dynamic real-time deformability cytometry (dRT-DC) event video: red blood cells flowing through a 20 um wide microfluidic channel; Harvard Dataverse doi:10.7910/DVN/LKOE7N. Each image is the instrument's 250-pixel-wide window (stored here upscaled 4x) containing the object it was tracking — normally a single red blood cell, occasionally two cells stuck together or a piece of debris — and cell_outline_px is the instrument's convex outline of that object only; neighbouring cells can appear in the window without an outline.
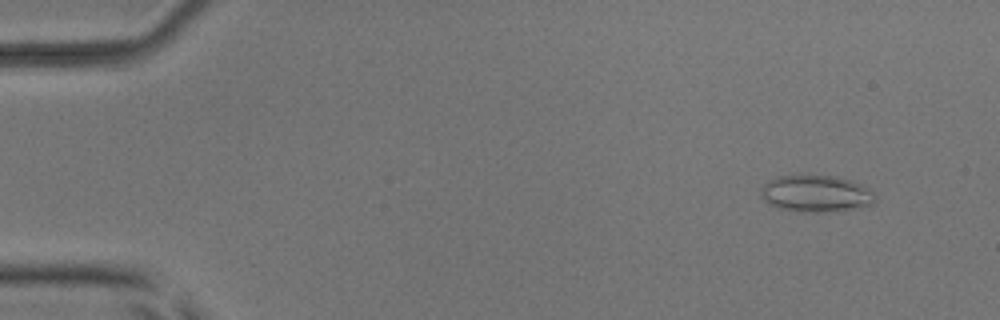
{"species": "common noctule bat (a hibernating species)", "species_latin": "Nyctalus noctula", "temperature_condition": "room temperature", "stored_images_in_passage": 9, "camera_frame_rate_fps": 3000, "um_per_image_px": 0.085, "animal": {"sex": "male", "body_mass_g": 17.9, "forearm_length_mm": 54.2}, "frame": {"image": 1, "passage_image": 2, "time_ms": 0.333, "image_size_px": [1000, 320], "cell_outline_px": [[876, 200], [872, 204], [852, 208], [828, 212], [792, 212], [776, 208], [768, 204], [760, 196], [760, 192], [764, 184], [768, 180], [776, 176], [800, 172], [836, 176], [852, 180], [868, 188], [876, 196]], "centroid_in_image_um": [69.27, 16.42], "position_along_channel_um": 15.7, "area_um2": 25.55}}
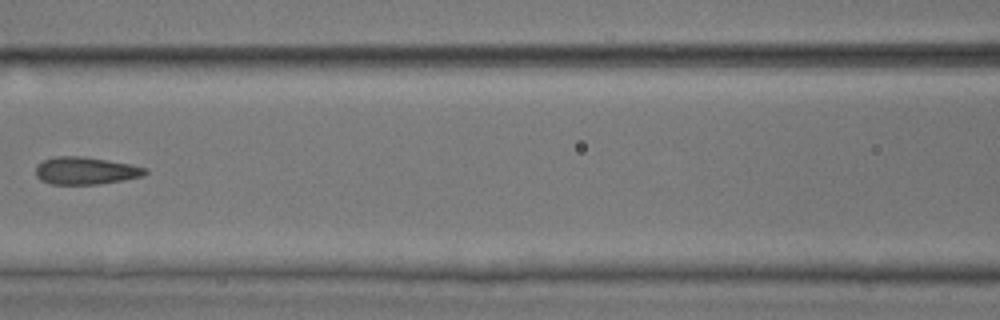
{"frame": {"image": 2, "passage_image": 8, "time_ms": 2.333, "image_size_px": [1000, 320], "cell_outline_px": [[148, 172], [144, 176], [124, 180], [96, 184], [52, 184], [40, 180], [36, 176], [36, 164], [44, 160], [56, 156], [80, 156], [132, 164], [148, 168]], "centroid_in_image_um": [7.29, 14.51], "position_along_channel_um": 159.3, "area_um2": 17.57}}
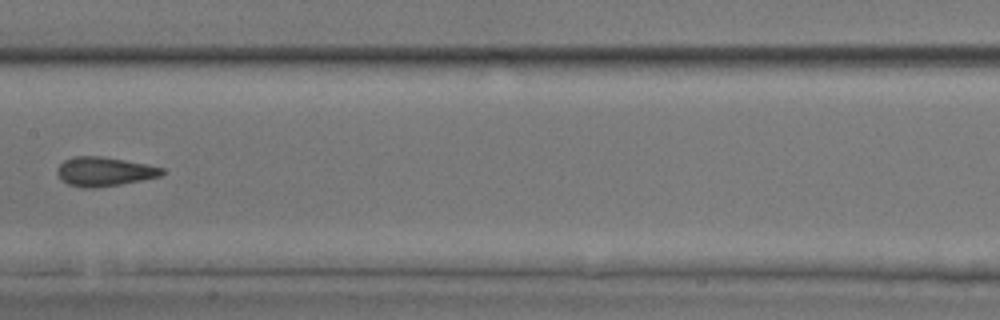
{"frame": {"image": 3, "passage_image": 9, "time_ms": 2.667, "image_size_px": [1000, 320], "cell_outline_px": [[164, 172], [160, 176], [120, 184], [96, 188], [80, 188], [68, 184], [56, 172], [56, 168], [64, 160], [76, 156], [100, 156], [124, 160], [164, 168]], "centroid_in_image_um": [8.83, 14.58], "position_along_channel_um": 198.6, "area_um2": 17.57}}